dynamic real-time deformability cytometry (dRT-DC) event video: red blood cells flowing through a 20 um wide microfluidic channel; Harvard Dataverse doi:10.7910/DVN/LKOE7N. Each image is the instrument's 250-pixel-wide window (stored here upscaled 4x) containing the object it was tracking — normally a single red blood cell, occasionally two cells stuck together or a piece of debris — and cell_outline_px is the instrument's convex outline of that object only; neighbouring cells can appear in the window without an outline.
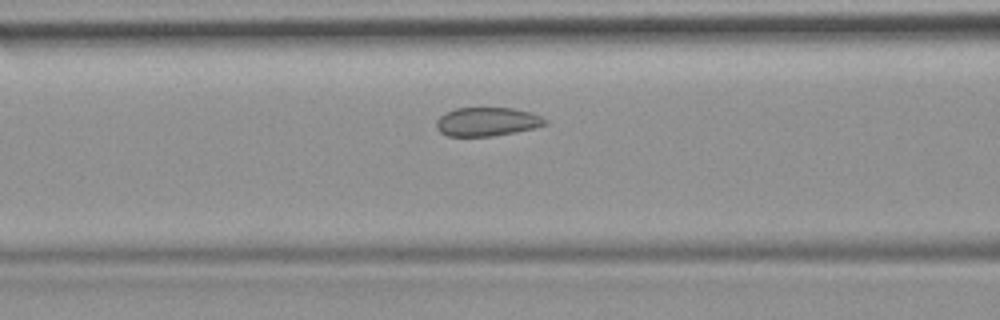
{"species": "common noctule bat (a hibernating species)", "species_latin": "Nyctalus noctula", "temperature_condition": "room temperature", "stored_images_in_passage": 12, "camera_frame_rate_fps": 3000, "um_per_image_px": 0.085, "animal": {"sex": "female", "body_mass_g": 19.9}, "frame": {"image": 1, "passage_image": 10, "time_ms": 3.0, "image_size_px": [1000, 320], "cell_outline_px": [[548, 124], [516, 132], [492, 136], [448, 136], [440, 132], [436, 128], [436, 120], [444, 112], [456, 108], [512, 108], [532, 112], [548, 120]], "centroid_in_image_um": [41.39, 10.34], "position_along_channel_um": 125.2, "area_um2": 18.32}}